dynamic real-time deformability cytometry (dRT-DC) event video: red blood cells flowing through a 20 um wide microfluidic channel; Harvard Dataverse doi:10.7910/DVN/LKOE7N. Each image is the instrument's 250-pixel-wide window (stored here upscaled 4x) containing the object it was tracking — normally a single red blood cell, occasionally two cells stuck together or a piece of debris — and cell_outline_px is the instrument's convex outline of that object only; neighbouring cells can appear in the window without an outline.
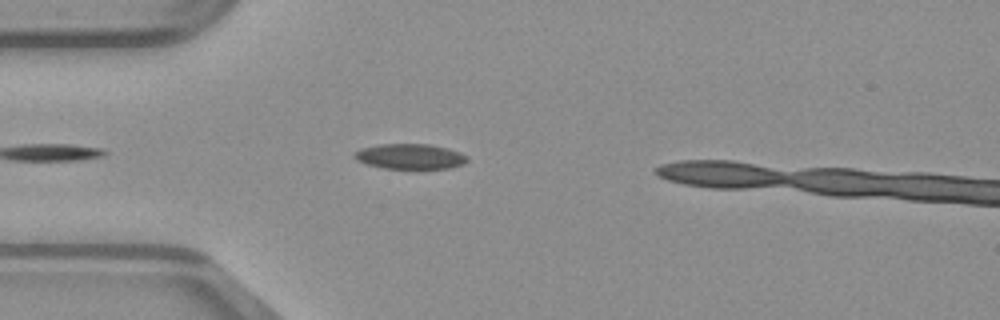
{"species": "common noctule bat (a hibernating species)", "species_latin": "Nyctalus noctula", "temperature_condition": "warm", "stored_images_in_passage": 27, "camera_frame_rate_fps": 3000, "um_per_image_px": 0.085, "animal": {"sex": "male", "body_mass_g": 23.1, "forearm_length_mm": 52.7}, "frame": {"image": 1, "passage_image": 5, "time_ms": 1.333, "image_size_px": [1000, 320], "cell_outline_px": [[468, 160], [464, 164], [448, 168], [384, 168], [368, 164], [356, 160], [352, 156], [352, 152], [360, 148], [380, 144], [428, 144], [448, 148], [460, 152], [468, 156]], "centroid_in_image_um": [34.83, 13.28], "position_along_channel_um": 50.2, "area_um2": 16.65}}
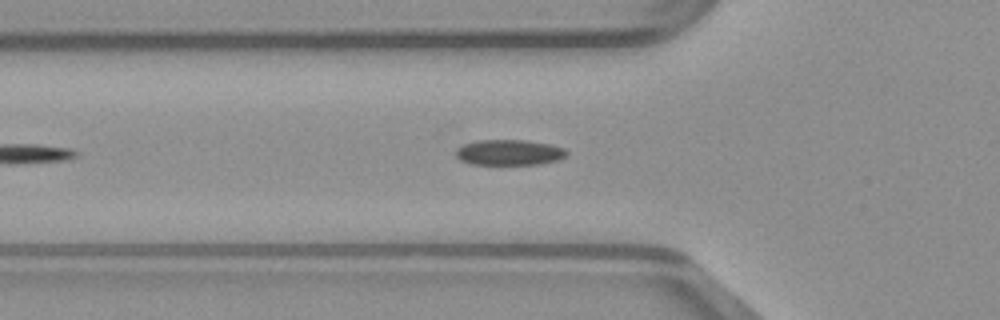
{"frame": {"image": 2, "passage_image": 8, "time_ms": 2.333, "image_size_px": [1000, 320], "cell_outline_px": [[568, 152], [560, 160], [540, 164], [472, 164], [460, 160], [456, 156], [456, 148], [464, 144], [476, 140], [524, 140], [548, 144], [564, 148]], "centroid_in_image_um": [43.27, 12.95], "position_along_channel_um": 82.5, "area_um2": 16.47}}
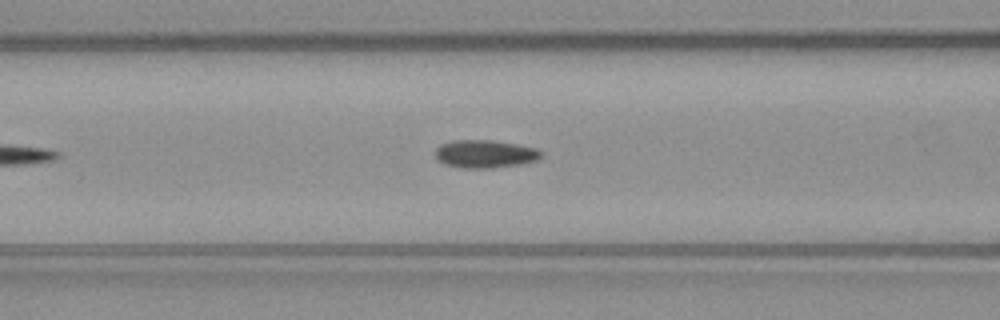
{"frame": {"image": 3, "passage_image": 11, "time_ms": 3.333, "image_size_px": [1000, 320], "cell_outline_px": [[540, 156], [536, 160], [520, 164], [492, 168], [464, 168], [444, 164], [436, 160], [436, 148], [440, 144], [452, 140], [492, 140], [516, 144], [536, 148], [540, 152]], "centroid_in_image_um": [41.17, 13.08], "position_along_channel_um": 125.4, "area_um2": 17.17}}